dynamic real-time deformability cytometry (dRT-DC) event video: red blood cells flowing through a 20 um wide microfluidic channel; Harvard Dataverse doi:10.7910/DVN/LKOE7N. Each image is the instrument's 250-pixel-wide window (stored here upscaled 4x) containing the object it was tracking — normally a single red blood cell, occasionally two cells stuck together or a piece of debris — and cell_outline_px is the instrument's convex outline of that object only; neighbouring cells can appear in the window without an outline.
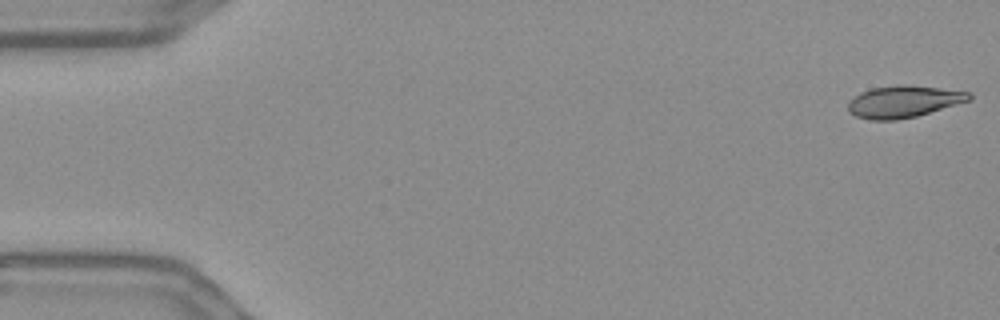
{"species": "Egyptian fruit bat (a non-hibernating species)", "species_latin": "Rousettus aegyptiacus", "temperature_condition": "warm", "stored_images_in_passage": 56, "camera_frame_rate_fps": 3000, "um_per_image_px": 0.085, "frame": {"image": 1, "passage_image": 1, "time_ms": 0.0, "image_size_px": [1000, 320], "cell_outline_px": [[972, 100], [916, 116], [896, 120], [868, 120], [856, 116], [848, 112], [848, 100], [860, 92], [872, 88], [900, 84], [908, 84], [972, 92]], "centroid_in_image_um": [76.8, 8.63], "position_along_channel_um": 8.2, "area_um2": 22.77}}
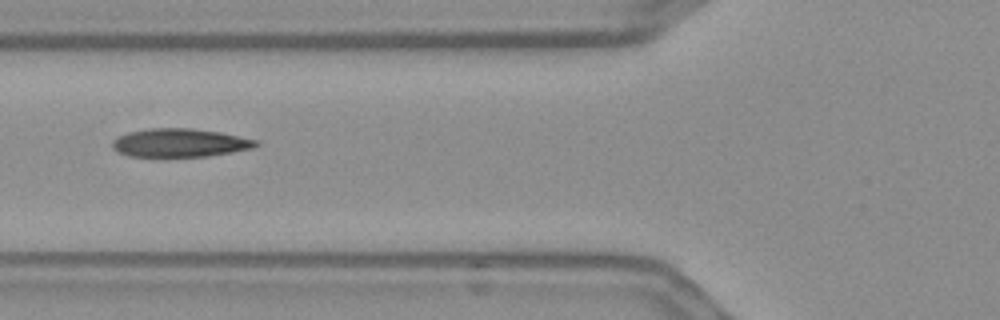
{"frame": {"image": 2, "passage_image": 21, "time_ms": 6.667, "image_size_px": [1000, 320], "cell_outline_px": [[260, 144], [252, 148], [232, 152], [208, 156], [164, 160], [128, 156], [112, 148], [112, 140], [128, 132], [152, 128], [192, 128], [220, 132], [260, 140]], "centroid_in_image_um": [15.27, 12.19], "position_along_channel_um": 110.5, "area_um2": 24.85}}
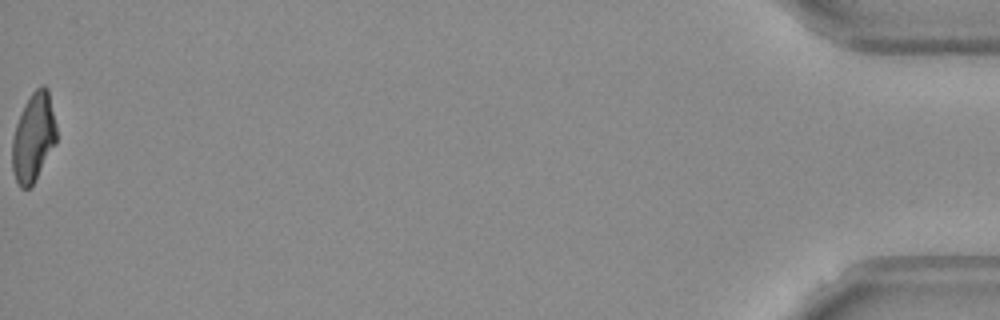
{"frame": {"image": 3, "passage_image": 56, "time_ms": 18.333, "image_size_px": [1000, 320], "cell_outline_px": [[56, 144], [32, 184], [28, 188], [20, 188], [12, 172], [12, 140], [16, 124], [24, 104], [32, 92], [40, 84], [44, 84], [48, 88], [56, 124]], "centroid_in_image_um": [2.84, 11.64], "position_along_channel_um": 432.4, "area_um2": 22.89}, "authors_computed_cell_mechanics": {"area_um2": 23.8714, "velocity_mm_per_s": 3.6319, "shape_relaxation_time_tau1_ms": 8.8336, "shape_relaxation_time_tau2_ms": 2.0532, "deformation_change_tau1": 0.2504, "deformation_change_tau2": 0.1081}}